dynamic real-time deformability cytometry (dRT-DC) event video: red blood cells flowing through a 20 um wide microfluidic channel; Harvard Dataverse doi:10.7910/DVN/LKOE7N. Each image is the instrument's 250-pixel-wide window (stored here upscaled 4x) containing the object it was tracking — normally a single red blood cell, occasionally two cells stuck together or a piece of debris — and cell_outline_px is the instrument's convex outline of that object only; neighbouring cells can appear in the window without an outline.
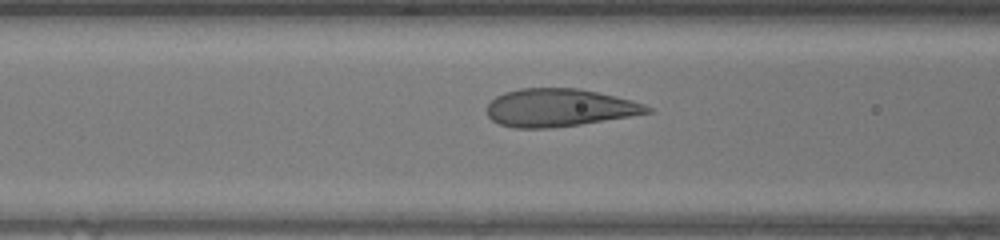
{"species": "human", "species_latin": "Homo sapiens", "temperature_condition": "warm", "stored_images_in_passage": 37, "camera_frame_rate_fps": 3000, "um_per_image_px": 0.085, "donor": {"sex": "female"}, "frame": {"image": 1, "passage_image": 10, "time_ms": 3.0, "image_size_px": [1000, 240], "cell_outline_px": [[652, 112], [580, 124], [548, 128], [516, 128], [500, 124], [492, 120], [488, 116], [488, 104], [496, 96], [504, 92], [520, 88], [580, 88], [616, 96], [632, 100], [644, 104], [652, 108]], "centroid_in_image_um": [47.53, 9.14], "position_along_channel_um": 119.1, "area_um2": 35.14}}
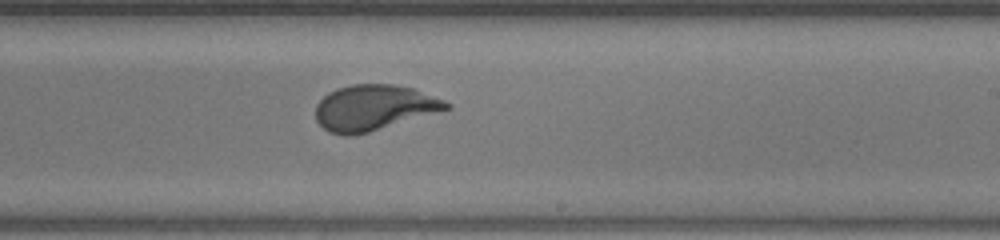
{"frame": {"image": 2, "passage_image": 20, "time_ms": 6.333, "image_size_px": [1000, 240], "cell_outline_px": [[452, 108], [368, 132], [352, 136], [344, 136], [328, 132], [316, 120], [316, 104], [328, 92], [336, 88], [352, 84], [392, 84], [412, 88], [444, 100], [452, 104]], "centroid_in_image_um": [31.75, 9.15], "position_along_channel_um": 257.2, "area_um2": 34.62}}
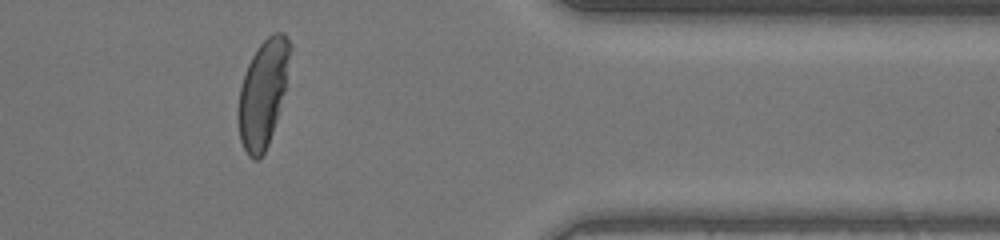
{"frame": {"image": 3, "passage_image": 31, "time_ms": 10.0, "image_size_px": [1000, 240], "cell_outline_px": [[292, 48], [284, 92], [272, 132], [268, 144], [264, 152], [256, 160], [252, 160], [248, 156], [240, 140], [236, 116], [236, 112], [240, 88], [244, 72], [256, 48], [272, 32], [280, 32], [292, 44]], "centroid_in_image_um": [22.32, 7.92], "position_along_channel_um": 389.1, "area_um2": 32.31}, "authors_computed_cell_mechanics": {"area_um2": 34.7378, "velocity_mm_per_s": 4.1581, "shape_relaxation_time_tau1_ms": 4.4772, "shape_relaxation_time_tau2_ms": null, "deformation_change_tau1": 0.1913, "deformation_change_tau2": null}}